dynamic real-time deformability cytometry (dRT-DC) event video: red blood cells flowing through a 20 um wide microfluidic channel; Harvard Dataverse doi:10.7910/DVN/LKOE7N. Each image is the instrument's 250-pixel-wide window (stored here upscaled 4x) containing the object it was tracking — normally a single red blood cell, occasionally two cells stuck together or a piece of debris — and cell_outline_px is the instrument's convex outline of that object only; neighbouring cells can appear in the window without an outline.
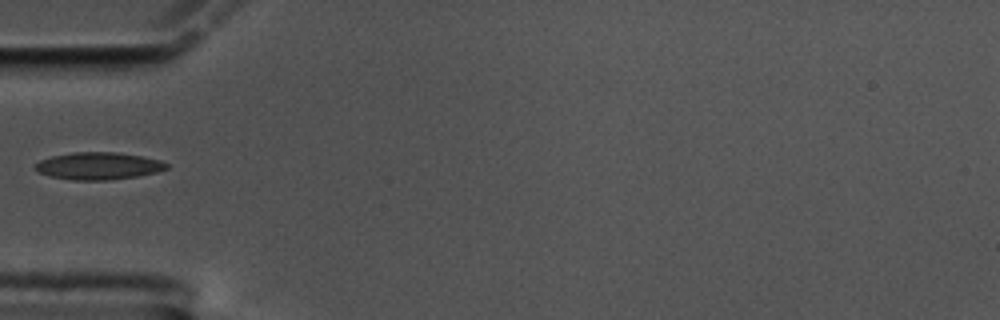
{"species": "common noctule bat (a hibernating species)", "species_latin": "Nyctalus noctula", "temperature_condition": "cold", "stored_images_in_passage": 40, "camera_frame_rate_fps": 3000, "um_per_image_px": 0.085, "animal": {"sex": "male", "body_mass_g": 17.5, "forearm_length_mm": 52.3}, "frame": {"image": 1, "passage_image": 1, "time_ms": 0.0, "image_size_px": [1000, 320], "cell_outline_px": [[168, 168], [156, 172], [136, 176], [112, 180], [72, 180], [48, 176], [40, 172], [36, 168], [36, 164], [40, 160], [52, 156], [72, 152], [116, 152], [140, 156], [160, 160], [168, 164]], "centroid_in_image_um": [8.37, 14.1], "position_along_channel_um": 76.6, "area_um2": 20.75}}
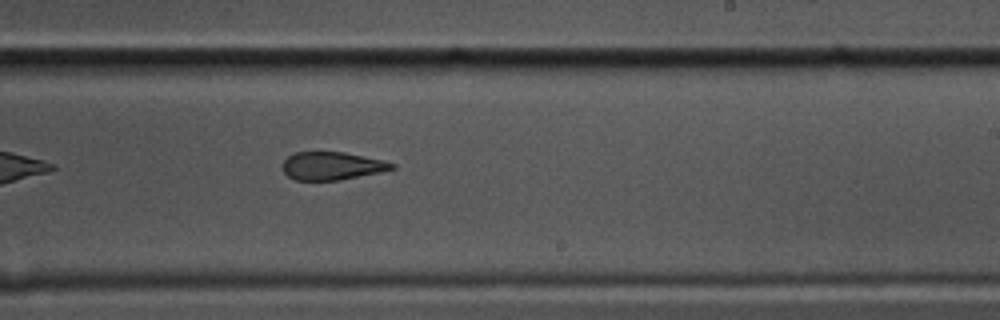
{"frame": {"image": 2, "passage_image": 17, "time_ms": 5.333, "image_size_px": [1000, 320], "cell_outline_px": [[396, 168], [380, 172], [340, 180], [296, 180], [288, 176], [280, 168], [284, 160], [288, 156], [296, 152], [344, 152], [384, 160], [396, 164]], "centroid_in_image_um": [28.21, 14.1], "position_along_channel_um": 260.8, "area_um2": 17.92}}
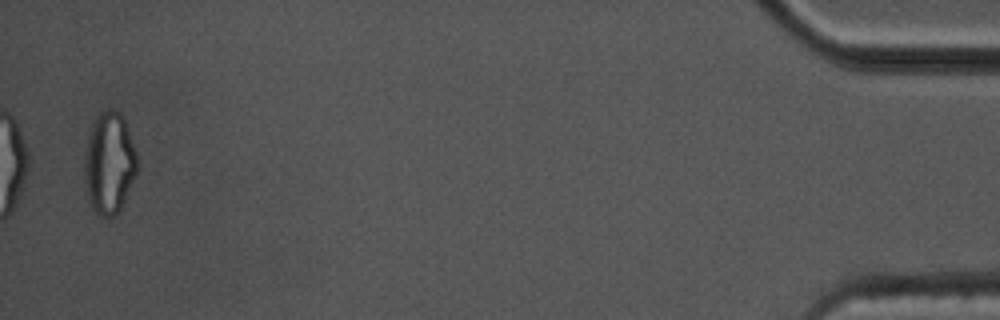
{"frame": {"image": 3, "passage_image": 39, "time_ms": 12.667, "image_size_px": [1000, 320], "cell_outline_px": [[136, 172], [124, 200], [120, 208], [112, 216], [100, 216], [92, 208], [88, 196], [84, 176], [84, 156], [88, 136], [92, 124], [96, 116], [100, 112], [112, 108], [120, 112], [124, 116], [136, 152]], "centroid_in_image_um": [9.27, 13.8], "position_along_channel_um": 425.9, "area_um2": 30.92}}